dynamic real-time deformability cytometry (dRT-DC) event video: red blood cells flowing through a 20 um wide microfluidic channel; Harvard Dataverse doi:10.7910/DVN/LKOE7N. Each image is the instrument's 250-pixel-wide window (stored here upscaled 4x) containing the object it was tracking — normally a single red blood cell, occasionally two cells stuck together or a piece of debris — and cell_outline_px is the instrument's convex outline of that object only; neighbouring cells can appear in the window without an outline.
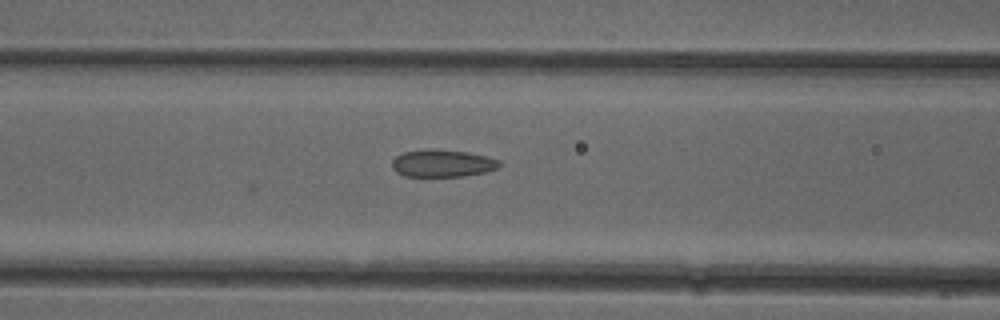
{"species": "common noctule bat (a hibernating species)", "species_latin": "Nyctalus noctula", "temperature_condition": "cold", "stored_images_in_passage": 5, "camera_frame_rate_fps": 3000, "um_per_image_px": 0.085, "animal": {"sex": "female"}, "frame": {"image": 1, "passage_image": 5, "time_ms": 1.333, "image_size_px": [1000, 320], "cell_outline_px": [[500, 168], [484, 172], [464, 176], [404, 176], [396, 172], [392, 168], [392, 160], [396, 156], [404, 152], [424, 148], [436, 148], [468, 152], [500, 160]], "centroid_in_image_um": [37.59, 13.86], "position_along_channel_um": 129.0, "area_um2": 17.34}}